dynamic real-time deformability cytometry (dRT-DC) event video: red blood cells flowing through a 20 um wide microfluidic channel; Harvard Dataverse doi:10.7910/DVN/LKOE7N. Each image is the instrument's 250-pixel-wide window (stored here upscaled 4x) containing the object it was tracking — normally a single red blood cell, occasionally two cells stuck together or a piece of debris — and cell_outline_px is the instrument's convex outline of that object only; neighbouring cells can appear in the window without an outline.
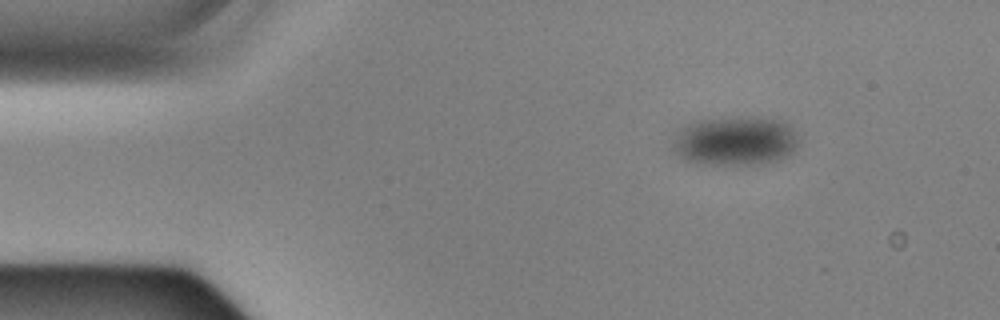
{"species": "Egyptian fruit bat (a non-hibernating species)", "species_latin": "Rousettus aegyptiacus", "temperature_condition": "cold", "stored_images_in_passage": 15, "camera_frame_rate_fps": 3000, "um_per_image_px": 0.085, "animal": {"sex": "male"}, "frame": {"image": 1, "passage_image": 1, "time_ms": 0.0, "image_size_px": [1000, 320], "cell_outline_px": [[800, 140], [796, 148], [788, 156], [780, 160], [764, 164], [696, 164], [684, 160], [672, 152], [672, 140], [680, 128], [684, 124], [696, 120], [776, 120], [788, 124], [796, 132]], "centroid_in_image_um": [62.45, 12.05], "position_along_channel_um": 22.6, "area_um2": 35.72}}